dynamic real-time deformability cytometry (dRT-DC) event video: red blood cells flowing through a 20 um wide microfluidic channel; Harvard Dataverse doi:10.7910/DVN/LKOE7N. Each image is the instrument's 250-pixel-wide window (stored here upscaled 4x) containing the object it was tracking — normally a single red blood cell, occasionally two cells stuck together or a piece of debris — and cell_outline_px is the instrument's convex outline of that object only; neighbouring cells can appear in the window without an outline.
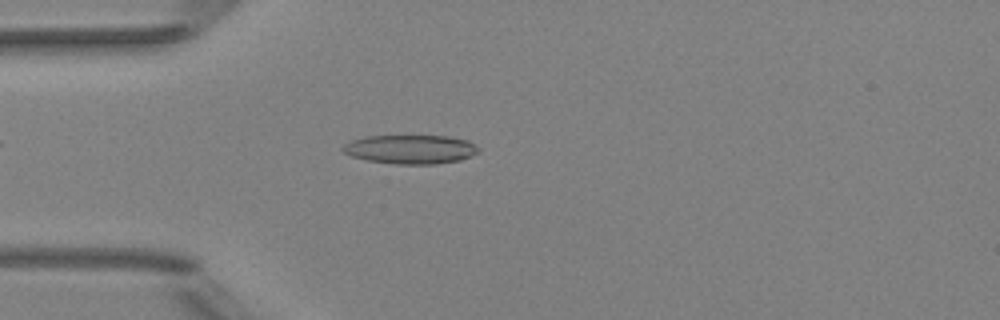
{"species": "Egyptian fruit bat (a non-hibernating species)", "species_latin": "Rousettus aegyptiacus", "temperature_condition": "room temperature", "stored_images_in_passage": 16, "camera_frame_rate_fps": 3000, "um_per_image_px": 0.085, "animal": {"sex": "female"}, "frame": {"image": 1, "passage_image": 9, "time_ms": 2.667, "image_size_px": [1000, 320], "cell_outline_px": [[480, 152], [460, 160], [436, 164], [396, 164], [368, 160], [352, 156], [344, 152], [340, 148], [344, 144], [352, 140], [364, 136], [448, 136], [468, 140], [480, 148]], "centroid_in_image_um": [34.91, 12.69], "position_along_channel_um": 50.1, "area_um2": 22.95}}
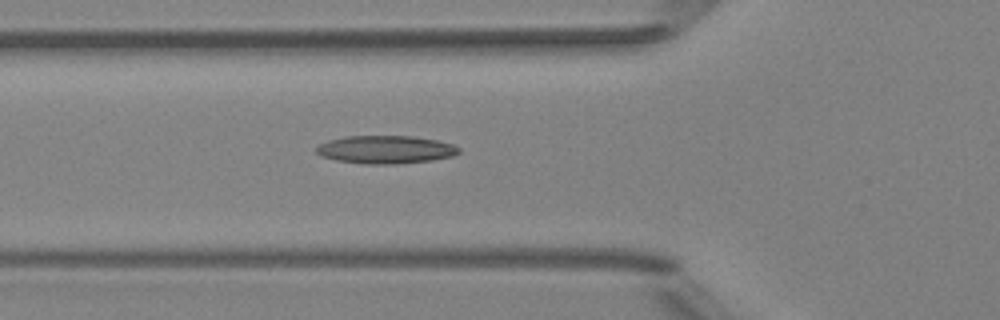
{"frame": {"image": 2, "passage_image": 13, "time_ms": 4.0, "image_size_px": [1000, 320], "cell_outline_px": [[460, 152], [452, 156], [432, 160], [396, 164], [364, 164], [336, 160], [320, 156], [316, 152], [316, 148], [320, 144], [328, 140], [344, 136], [412, 136], [436, 140], [452, 144], [460, 148]], "centroid_in_image_um": [32.76, 12.71], "position_along_channel_um": 93.0, "area_um2": 23.29}}
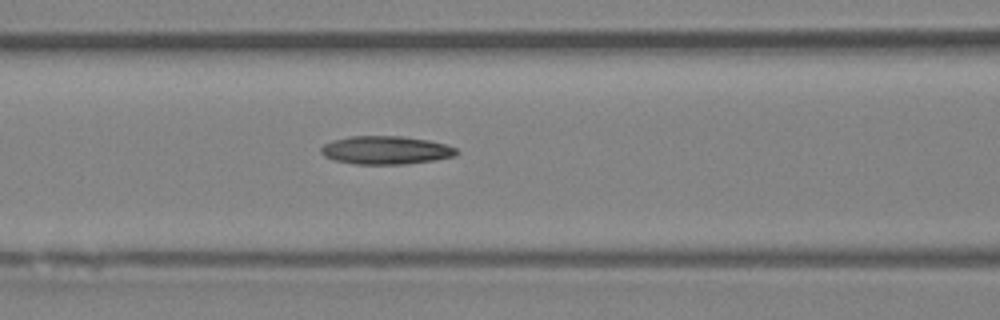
{"frame": {"image": 3, "passage_image": 16, "time_ms": 5.0, "image_size_px": [1000, 320], "cell_outline_px": [[460, 152], [456, 156], [436, 160], [404, 164], [356, 164], [332, 160], [324, 156], [320, 152], [320, 148], [324, 144], [332, 140], [348, 136], [404, 136], [428, 140], [444, 144], [456, 148]], "centroid_in_image_um": [32.79, 12.76], "position_along_channel_um": 133.8, "area_um2": 22.54}}